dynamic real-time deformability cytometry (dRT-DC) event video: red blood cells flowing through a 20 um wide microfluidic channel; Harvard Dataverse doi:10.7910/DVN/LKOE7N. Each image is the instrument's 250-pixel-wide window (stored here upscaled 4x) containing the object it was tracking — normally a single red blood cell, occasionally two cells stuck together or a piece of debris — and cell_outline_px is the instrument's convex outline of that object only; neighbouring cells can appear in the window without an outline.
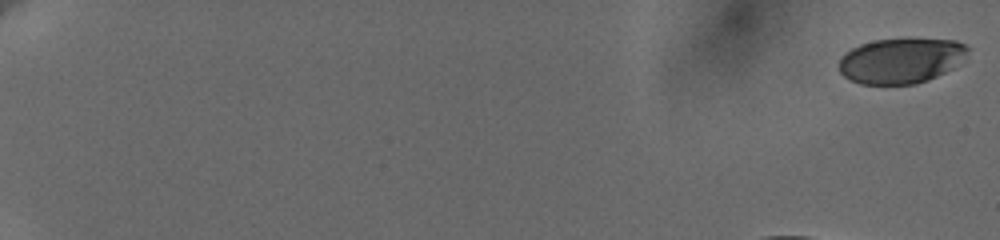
{"species": "human", "species_latin": "Homo sapiens", "temperature_condition": "cold", "stored_images_in_passage": 22, "camera_frame_rate_fps": 3000, "um_per_image_px": 0.085, "donor": {"sex": "female"}, "frame": {"image": 1, "passage_image": 1, "time_ms": 0.0, "image_size_px": [1000, 240], "cell_outline_px": [[968, 48], [964, 56], [944, 72], [928, 80], [916, 84], [860, 84], [844, 76], [840, 72], [840, 60], [852, 48], [860, 44], [876, 40], [956, 40], [964, 44]], "centroid_in_image_um": [76.54, 5.17], "position_along_channel_um": 8.5, "area_um2": 32.95}}